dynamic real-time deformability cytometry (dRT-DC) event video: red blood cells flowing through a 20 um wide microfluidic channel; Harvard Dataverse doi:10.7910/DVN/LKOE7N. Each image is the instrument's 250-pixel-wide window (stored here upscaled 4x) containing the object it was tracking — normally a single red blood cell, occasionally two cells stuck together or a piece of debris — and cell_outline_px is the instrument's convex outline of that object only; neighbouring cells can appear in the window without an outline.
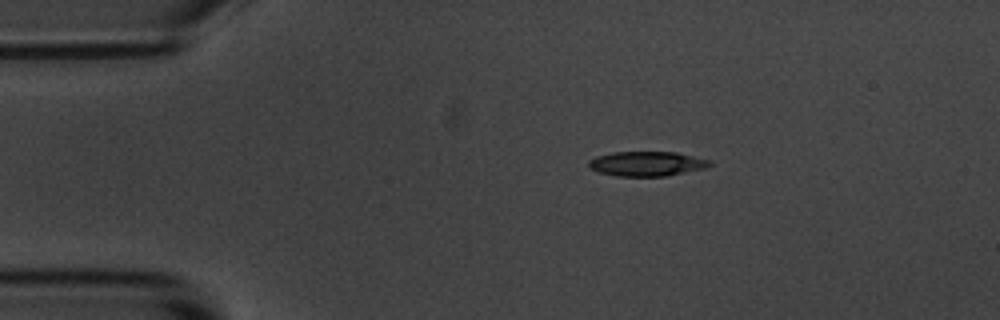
{"species": "common noctule bat (a hibernating species)", "species_latin": "Nyctalus noctula", "temperature_condition": "room temperature", "stored_images_in_passage": 45, "camera_frame_rate_fps": 3000, "um_per_image_px": 0.085, "animal": {"sex": "male", "body_mass_g": 20.1, "forearm_length_mm": 53.5}, "frame": {"image": 1, "passage_image": 1, "time_ms": 0.0, "image_size_px": [1000, 320], "cell_outline_px": [[712, 164], [708, 168], [664, 176], [616, 176], [600, 172], [592, 168], [588, 164], [588, 160], [596, 156], [612, 152], [676, 152], [712, 160]], "centroid_in_image_um": [55.02, 13.91], "position_along_channel_um": 30.0, "area_um2": 17.46}}
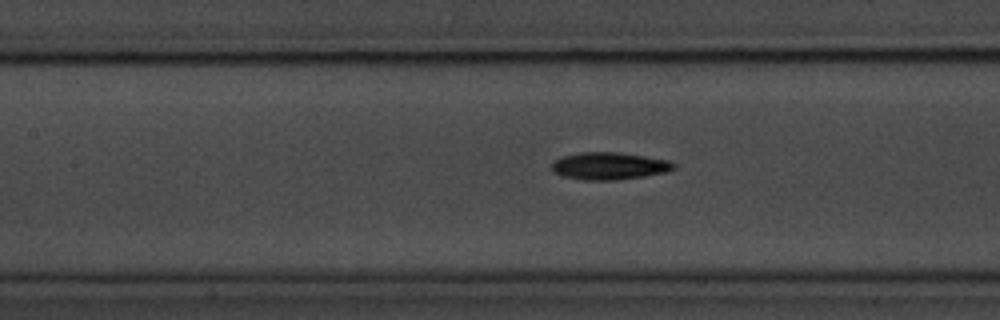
{"frame": {"image": 2, "passage_image": 15, "time_ms": 4.667, "image_size_px": [1000, 320], "cell_outline_px": [[676, 168], [668, 172], [644, 176], [612, 180], [584, 180], [564, 176], [552, 172], [552, 164], [556, 160], [564, 156], [580, 152], [616, 152], [644, 156], [668, 160], [676, 164]], "centroid_in_image_um": [51.81, 14.11], "position_along_channel_um": 155.6, "area_um2": 19.31}}
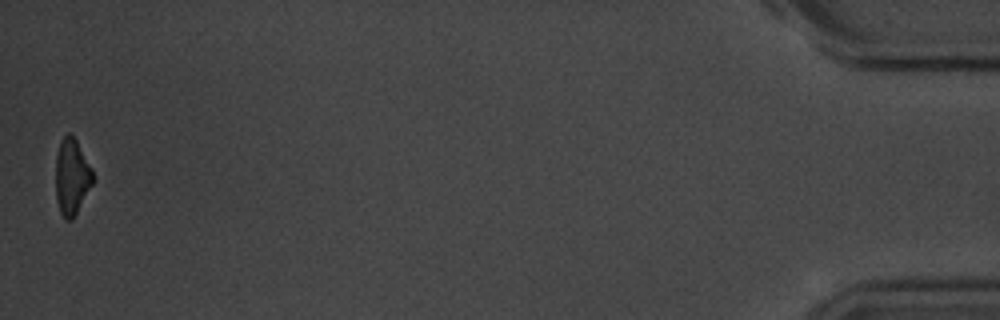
{"frame": {"image": 3, "passage_image": 45, "time_ms": 14.667, "image_size_px": [1000, 320], "cell_outline_px": [[92, 184], [72, 220], [64, 220], [60, 212], [56, 200], [56, 156], [60, 144], [64, 136], [68, 132], [76, 140], [92, 168]], "centroid_in_image_um": [6.08, 15.05], "position_along_channel_um": 429.1, "area_um2": 16.18}, "authors_computed_cell_mechanics": {"area_um2": 18.207, "velocity_mm_per_s": 3.6845, "shape_relaxation_time_tau1_ms": 2.3405, "shape_relaxation_time_tau2_ms": null, "deformation_change_tau1": 0.1116, "deformation_change_tau2": null}}